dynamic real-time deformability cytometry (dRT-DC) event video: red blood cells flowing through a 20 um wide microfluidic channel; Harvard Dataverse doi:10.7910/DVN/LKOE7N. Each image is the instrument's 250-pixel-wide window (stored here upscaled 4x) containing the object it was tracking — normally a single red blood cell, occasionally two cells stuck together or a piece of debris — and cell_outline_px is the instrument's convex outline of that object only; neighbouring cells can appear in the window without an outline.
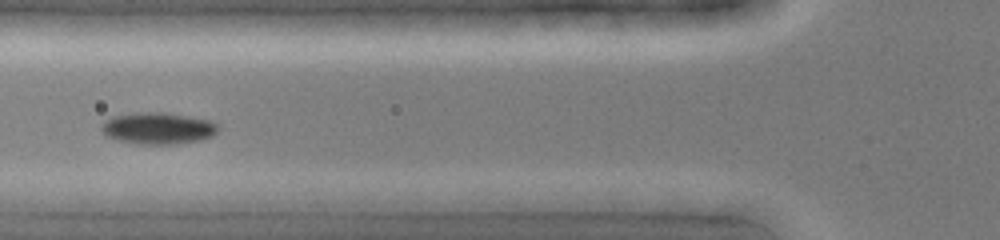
{"species": "common noctule bat (a hibernating species)", "species_latin": "Nyctalus noctula", "temperature_condition": "cold", "stored_images_in_passage": 39, "segment_of_instrument_passage": [2, 2], "camera_frame_rate_fps": 3000, "um_per_image_px": 0.085, "animal": {"sex": "female", "body_mass_g": 19.0, "forearm_length_mm": 51.5}, "frame": {"image": 1, "passage_image": 13, "time_ms": 4.0, "image_size_px": [1000, 240], "cell_outline_px": [[216, 132], [212, 136], [196, 140], [172, 144], [140, 144], [120, 140], [108, 136], [100, 128], [104, 120], [112, 116], [136, 112], [164, 112], [188, 116], [208, 120], [216, 124]], "centroid_in_image_um": [13.38, 10.88], "position_along_channel_um": 112.4, "area_um2": 21.15}}
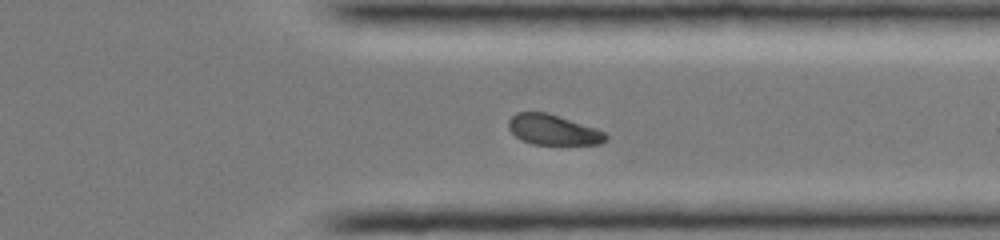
{"frame": {"image": 2, "passage_image": 30, "time_ms": 9.667, "image_size_px": [1000, 240], "cell_outline_px": [[608, 140], [600, 144], [532, 144], [520, 140], [508, 128], [508, 120], [516, 112], [548, 112], [596, 128], [604, 132], [608, 136]], "centroid_in_image_um": [47.01, 11.03], "position_along_channel_um": 364.4, "area_um2": 17.28}}
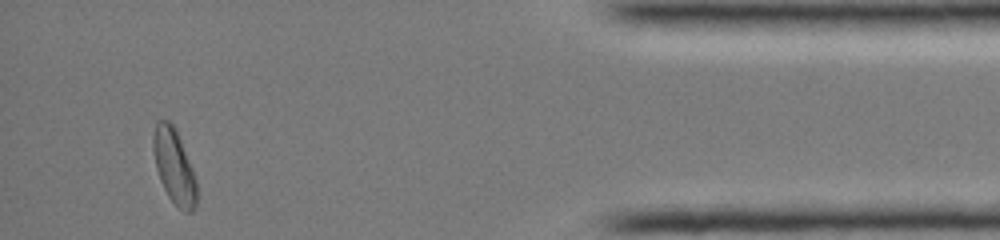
{"frame": {"image": 3, "passage_image": 37, "time_ms": 12.0, "image_size_px": [1000, 240], "cell_outline_px": [[196, 204], [192, 212], [184, 212], [168, 196], [160, 180], [156, 168], [152, 148], [152, 136], [156, 120], [168, 120], [176, 128], [192, 168], [196, 180]], "centroid_in_image_um": [14.78, 14.1], "position_along_channel_um": 420.4, "area_um2": 18.9}}